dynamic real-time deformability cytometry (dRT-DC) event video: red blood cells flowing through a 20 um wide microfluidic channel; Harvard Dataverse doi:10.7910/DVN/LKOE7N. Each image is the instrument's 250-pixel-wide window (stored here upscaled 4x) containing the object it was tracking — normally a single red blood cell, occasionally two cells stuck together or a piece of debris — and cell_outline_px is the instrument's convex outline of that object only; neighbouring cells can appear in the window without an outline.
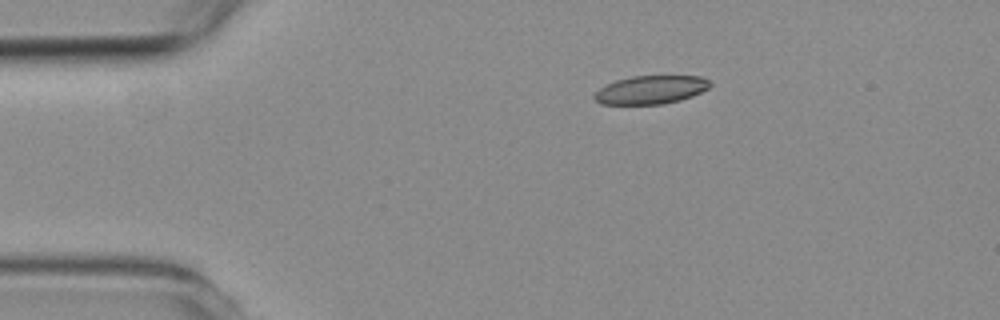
{"species": "common noctule bat (a hibernating species)", "species_latin": "Nyctalus noctula", "temperature_condition": "room temperature", "stored_images_in_passage": 3, "camera_frame_rate_fps": 3000, "um_per_image_px": 0.085, "animal": {"sex": "female", "body_mass_g": 19.3, "forearm_length_mm": 54.1}, "frame": {"image": 1, "passage_image": 3, "time_ms": 3.333, "image_size_px": [1000, 320], "cell_outline_px": [[712, 84], [708, 88], [692, 96], [680, 100], [664, 104], [600, 104], [592, 96], [600, 88], [616, 80], [632, 76], [700, 76], [708, 80]], "centroid_in_image_um": [55.32, 7.63], "position_along_channel_um": 29.7, "area_um2": 19.02}}